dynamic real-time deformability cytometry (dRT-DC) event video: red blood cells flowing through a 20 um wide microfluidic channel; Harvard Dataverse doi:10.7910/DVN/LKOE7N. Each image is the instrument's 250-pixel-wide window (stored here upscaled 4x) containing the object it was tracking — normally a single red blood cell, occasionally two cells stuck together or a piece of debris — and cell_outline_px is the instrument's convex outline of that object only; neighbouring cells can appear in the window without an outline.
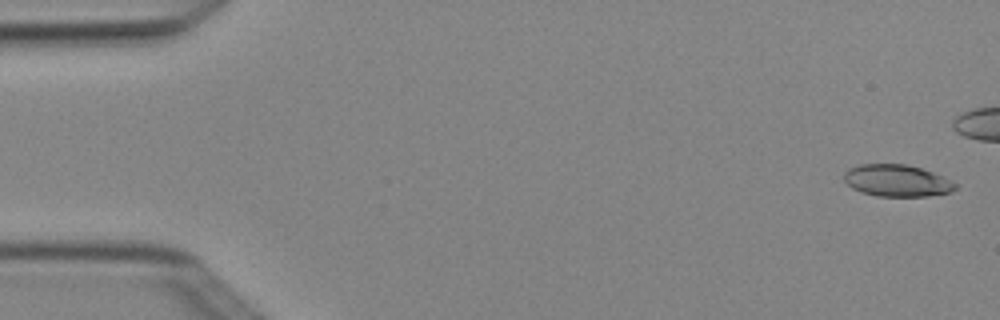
{"species": "Egyptian fruit bat (a non-hibernating species)", "species_latin": "Rousettus aegyptiacus", "temperature_condition": "cold", "stored_images_in_passage": 7, "camera_frame_rate_fps": 3000, "um_per_image_px": 0.085, "animal": {"sex": "female"}, "frame": {"image": 1, "passage_image": 1, "time_ms": 0.0, "image_size_px": [1000, 320], "cell_outline_px": [[956, 188], [952, 192], [928, 196], [876, 196], [852, 188], [844, 180], [844, 172], [848, 168], [860, 164], [908, 164], [932, 172], [956, 184]], "centroid_in_image_um": [76.21, 15.35], "position_along_channel_um": 8.8, "area_um2": 20.52}}